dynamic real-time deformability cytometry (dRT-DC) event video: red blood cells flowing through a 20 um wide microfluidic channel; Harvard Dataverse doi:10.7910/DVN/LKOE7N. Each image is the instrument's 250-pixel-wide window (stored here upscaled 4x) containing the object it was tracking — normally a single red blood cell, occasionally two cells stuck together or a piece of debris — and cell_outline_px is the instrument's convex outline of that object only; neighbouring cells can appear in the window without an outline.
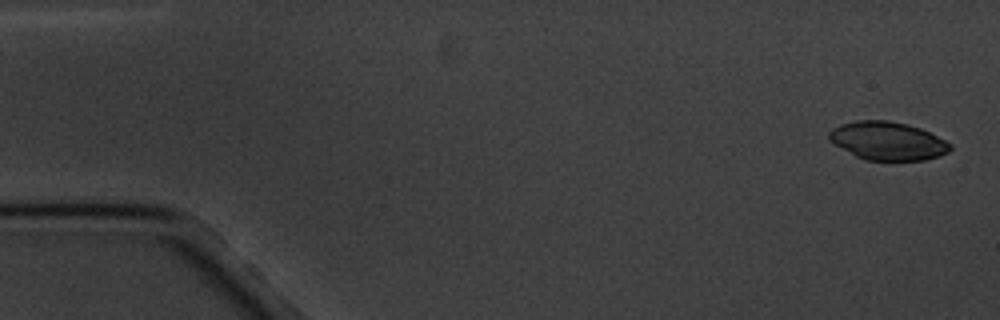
{"species": "common noctule bat (a hibernating species)", "species_latin": "Nyctalus noctula", "temperature_condition": "cold", "stored_images_in_passage": 5, "camera_frame_rate_fps": 3000, "um_per_image_px": 0.085, "animal": {"sex": "male", "body_mass_g": 20.1, "forearm_length_mm": 53.5}, "frame": {"image": 1, "passage_image": 1, "time_ms": 0.0, "image_size_px": [1000, 320], "cell_outline_px": [[952, 148], [948, 152], [940, 156], [924, 160], [864, 160], [856, 156], [828, 140], [828, 132], [832, 128], [840, 124], [856, 120], [888, 120], [908, 124], [920, 128], [952, 144]], "centroid_in_image_um": [75.43, 11.97], "position_along_channel_um": 9.6, "area_um2": 27.05}}